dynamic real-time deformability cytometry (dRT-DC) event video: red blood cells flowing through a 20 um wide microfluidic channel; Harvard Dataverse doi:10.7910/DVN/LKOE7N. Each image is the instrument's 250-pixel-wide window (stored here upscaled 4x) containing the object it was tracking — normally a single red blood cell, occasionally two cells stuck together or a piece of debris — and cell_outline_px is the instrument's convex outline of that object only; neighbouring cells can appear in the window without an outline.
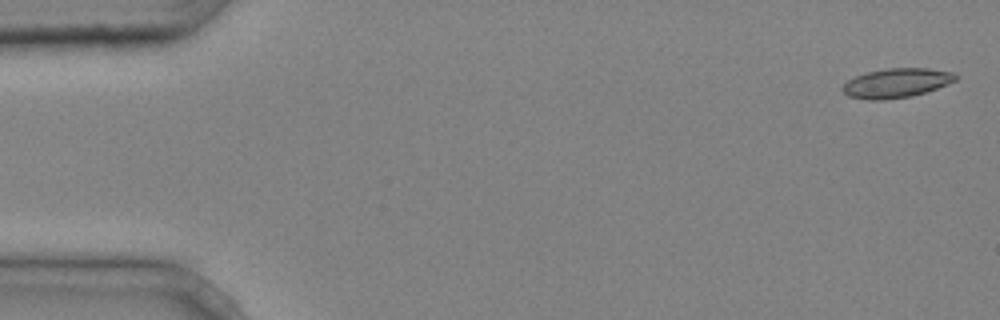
{"species": "common noctule bat (a hibernating species)", "species_latin": "Nyctalus noctula", "temperature_condition": "cold", "stored_images_in_passage": 4, "segment_of_instrument_passage": [2, 2], "camera_frame_rate_fps": 3000, "um_per_image_px": 0.085, "animal": {"sex": "male", "body_mass_g": 20.4}, "frame": {"image": 1, "passage_image": 4, "time_ms": 1.0, "image_size_px": [1000, 320], "cell_outline_px": [[960, 76], [956, 80], [948, 84], [912, 96], [884, 100], [868, 100], [848, 96], [840, 88], [848, 80], [856, 76], [868, 72], [888, 68], [928, 68], [952, 72]], "centroid_in_image_um": [76.2, 7.06], "position_along_channel_um": 8.8, "area_um2": 19.31}}